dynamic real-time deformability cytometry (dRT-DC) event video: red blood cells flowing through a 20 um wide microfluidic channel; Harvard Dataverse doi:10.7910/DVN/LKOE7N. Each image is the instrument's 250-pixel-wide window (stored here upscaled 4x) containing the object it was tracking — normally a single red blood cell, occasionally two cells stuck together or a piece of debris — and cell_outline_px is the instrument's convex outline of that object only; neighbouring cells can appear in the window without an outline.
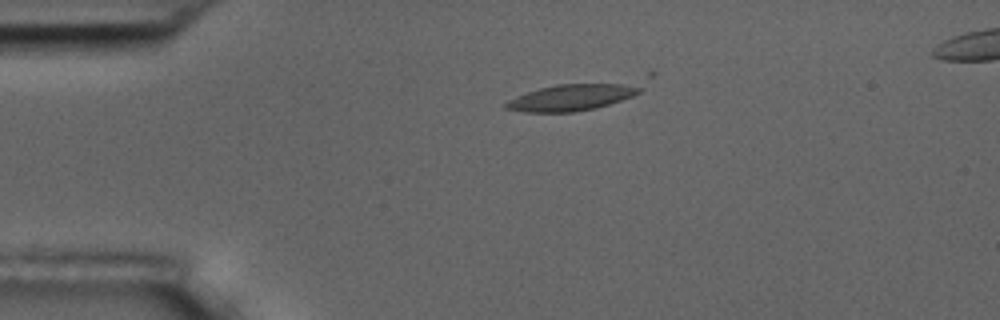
{"species": "common noctule bat (a hibernating species)", "species_latin": "Nyctalus noctula", "temperature_condition": "room temperature", "stored_images_in_passage": 2, "camera_frame_rate_fps": 3000, "um_per_image_px": 0.085, "animal": {"sex": "male", "body_mass_g": 17.5, "forearm_length_mm": 52.3}, "frame": {"image": 1, "passage_image": 1, "time_ms": 0.0, "image_size_px": [1000, 320], "cell_outline_px": [[640, 92], [632, 96], [596, 108], [572, 112], [524, 112], [504, 108], [504, 104], [508, 100], [516, 96], [540, 88], [556, 84], [640, 84]], "centroid_in_image_um": [48.54, 8.29], "position_along_channel_um": 36.5, "area_um2": 20.29}}